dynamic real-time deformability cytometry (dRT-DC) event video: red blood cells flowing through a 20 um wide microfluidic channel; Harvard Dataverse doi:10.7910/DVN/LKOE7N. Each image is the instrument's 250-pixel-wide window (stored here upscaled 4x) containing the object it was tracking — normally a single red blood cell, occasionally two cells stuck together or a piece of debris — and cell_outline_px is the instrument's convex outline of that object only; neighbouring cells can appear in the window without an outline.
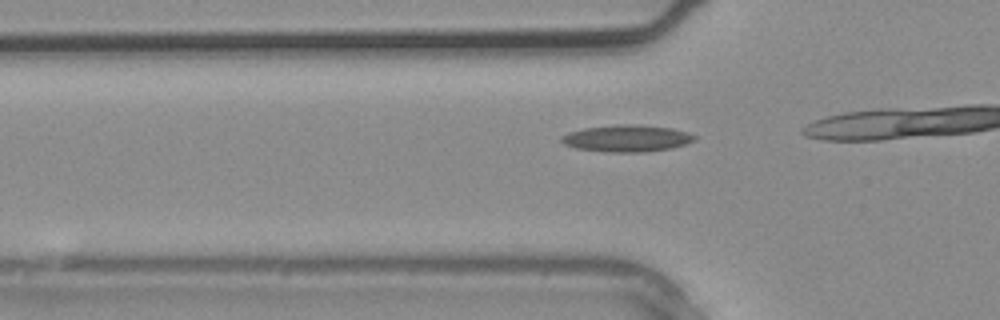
{"species": "common noctule bat (a hibernating species)", "species_latin": "Nyctalus noctula", "temperature_condition": "warm", "stored_images_in_passage": 4, "camera_frame_rate_fps": 3000, "um_per_image_px": 0.085, "animal": {"sex": "male", "body_mass_g": 20.4}, "frame": {"image": 1, "passage_image": 4, "time_ms": 1.0, "image_size_px": [1000, 320], "cell_outline_px": [[696, 140], [672, 148], [648, 152], [604, 152], [576, 148], [564, 144], [560, 140], [560, 136], [568, 132], [584, 128], [624, 124], [632, 124], [672, 128], [688, 132], [696, 136]], "centroid_in_image_um": [53.27, 11.77], "position_along_channel_um": 72.5, "area_um2": 20.87}}